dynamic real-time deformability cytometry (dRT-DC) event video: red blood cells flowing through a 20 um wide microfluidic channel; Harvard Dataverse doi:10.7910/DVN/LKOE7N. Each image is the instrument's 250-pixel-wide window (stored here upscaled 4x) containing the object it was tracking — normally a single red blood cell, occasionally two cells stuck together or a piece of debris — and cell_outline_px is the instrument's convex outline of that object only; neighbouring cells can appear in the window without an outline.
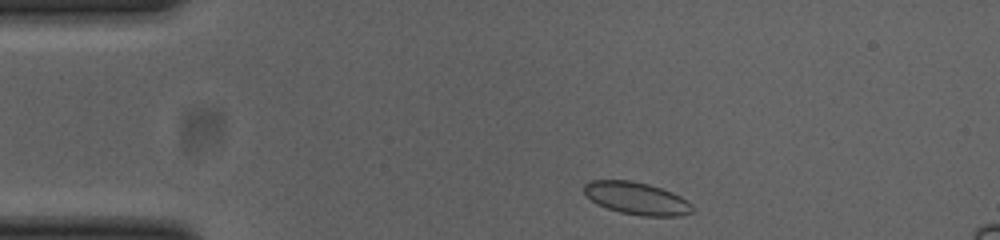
{"species": "common noctule bat (a hibernating species)", "species_latin": "Nyctalus noctula", "temperature_condition": "cold", "stored_images_in_passage": 46, "camera_frame_rate_fps": 3000, "um_per_image_px": 0.085, "animal": {"sex": "female", "body_mass_g": 23.0, "forearm_length_mm": 53.4}, "frame": {"image": 1, "passage_image": 2, "time_ms": 0.333, "image_size_px": [1000, 240], "cell_outline_px": [[696, 208], [692, 212], [680, 216], [640, 216], [620, 212], [596, 204], [584, 192], [584, 184], [588, 180], [632, 180], [648, 184], [672, 192], [688, 200]], "centroid_in_image_um": [54.14, 16.86], "position_along_channel_um": 30.9, "area_um2": 20.63}}
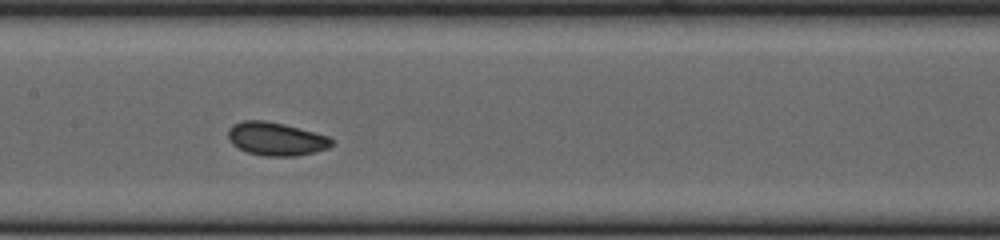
{"frame": {"image": 2, "passage_image": 18, "time_ms": 5.667, "image_size_px": [1000, 240], "cell_outline_px": [[336, 140], [328, 148], [316, 152], [296, 156], [264, 156], [248, 152], [232, 144], [228, 136], [228, 128], [232, 124], [244, 120], [264, 120], [284, 124], [328, 136]], "centroid_in_image_um": [23.47, 11.8], "position_along_channel_um": 183.9, "area_um2": 20.11}}
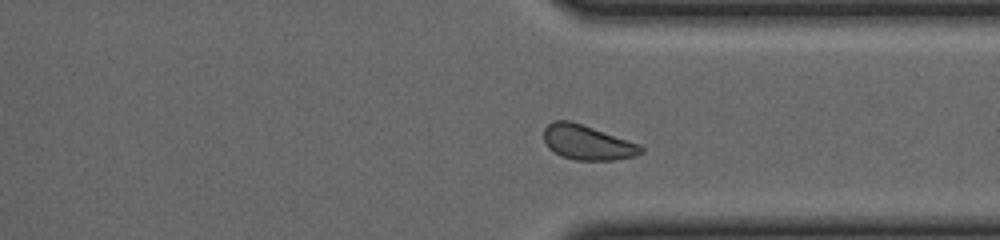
{"frame": {"image": 3, "passage_image": 32, "time_ms": 10.333, "image_size_px": [1000, 240], "cell_outline_px": [[644, 152], [636, 156], [616, 160], [576, 160], [560, 156], [548, 148], [544, 140], [544, 128], [552, 120], [568, 120], [640, 144], [644, 148]], "centroid_in_image_um": [49.92, 12.13], "position_along_channel_um": 361.5, "area_um2": 19.65}}